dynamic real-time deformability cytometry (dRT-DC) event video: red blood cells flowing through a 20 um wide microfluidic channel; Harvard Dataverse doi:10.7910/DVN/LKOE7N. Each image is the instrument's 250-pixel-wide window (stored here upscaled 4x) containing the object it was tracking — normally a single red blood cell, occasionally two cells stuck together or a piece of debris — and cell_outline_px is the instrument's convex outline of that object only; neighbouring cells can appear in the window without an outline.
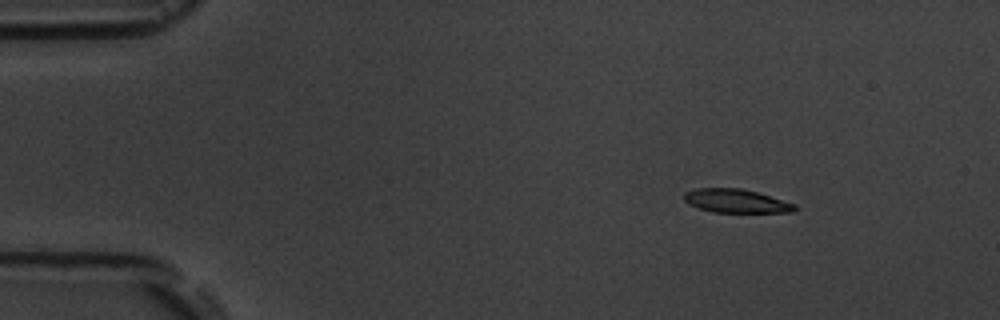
{"species": "common noctule bat (a hibernating species)", "species_latin": "Nyctalus noctula", "temperature_condition": "room temperature", "stored_images_in_passage": 4, "camera_frame_rate_fps": 3000, "um_per_image_px": 0.085, "animal": {"sex": "male", "body_mass_g": 19.5, "forearm_length_mm": 54.6}, "frame": {"image": 1, "passage_image": 2, "time_ms": 1.333, "image_size_px": [1000, 320], "cell_outline_px": [[796, 208], [792, 212], [712, 212], [688, 204], [684, 200], [684, 192], [696, 188], [740, 188], [756, 192], [796, 204]], "centroid_in_image_um": [62.53, 17.08], "position_along_channel_um": 22.5, "area_um2": 15.09}}
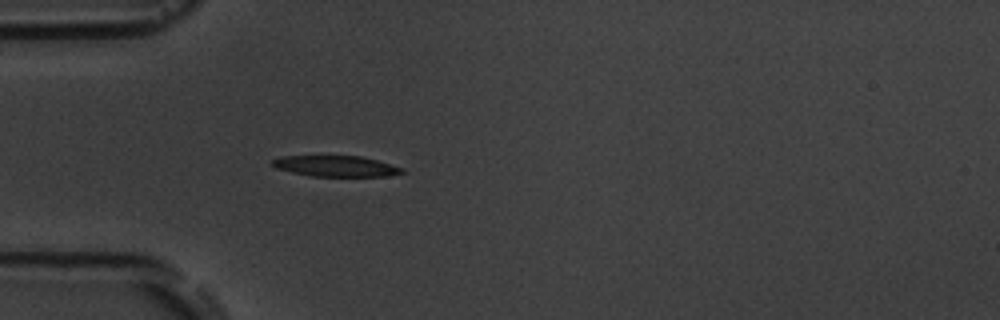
{"frame": {"image": 2, "passage_image": 4, "time_ms": 4.333, "image_size_px": [1000, 320], "cell_outline_px": [[404, 172], [388, 176], [308, 176], [276, 168], [272, 164], [272, 160], [280, 156], [360, 156], [376, 160], [404, 168]], "centroid_in_image_um": [28.53, 14.12], "position_along_channel_um": 56.5, "area_um2": 15.66}}